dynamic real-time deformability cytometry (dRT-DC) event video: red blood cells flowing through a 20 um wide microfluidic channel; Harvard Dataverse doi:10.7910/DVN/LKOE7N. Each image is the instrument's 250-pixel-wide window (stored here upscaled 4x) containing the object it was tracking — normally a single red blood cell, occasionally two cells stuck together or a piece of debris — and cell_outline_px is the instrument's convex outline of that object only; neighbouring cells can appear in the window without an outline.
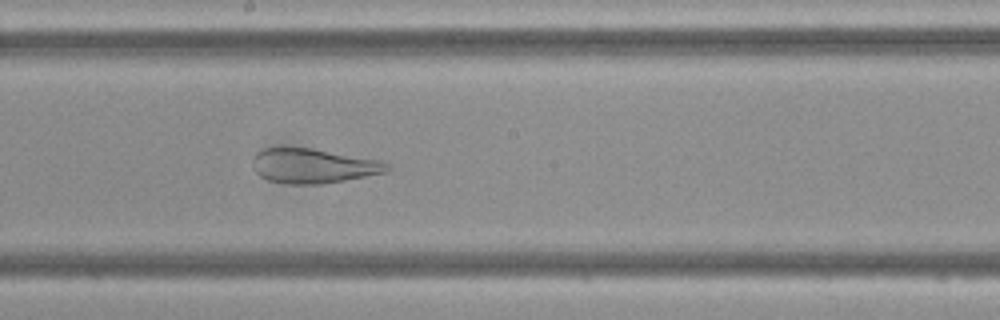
{"species": "Egyptian fruit bat (a non-hibernating species)", "species_latin": "Rousettus aegyptiacus", "temperature_condition": "cold", "stored_images_in_passage": 49, "camera_frame_rate_fps": 3000, "um_per_image_px": 0.085, "frame": {"image": 1, "passage_image": 26, "time_ms": 8.333, "image_size_px": [1000, 320], "cell_outline_px": [[392, 168], [388, 172], [344, 180], [320, 184], [284, 184], [268, 180], [260, 176], [252, 168], [252, 160], [256, 152], [264, 148], [312, 148], [380, 160], [392, 164]], "centroid_in_image_um": [26.64, 14.1], "position_along_channel_um": 221.6, "area_um2": 27.34}}
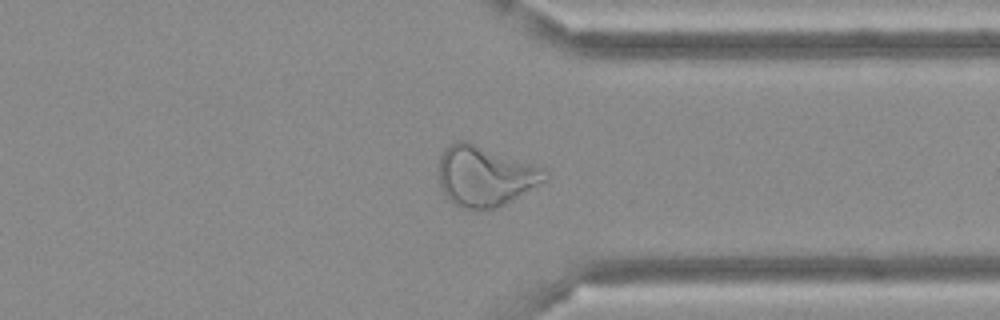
{"frame": {"image": 2, "passage_image": 37, "time_ms": 12.0, "image_size_px": [1000, 320], "cell_outline_px": [[548, 180], [504, 204], [496, 208], [460, 208], [444, 192], [440, 184], [436, 168], [440, 156], [444, 148], [448, 144], [456, 140], [468, 140], [544, 168], [548, 172]], "centroid_in_image_um": [41.21, 14.91], "position_along_channel_um": 370.2, "area_um2": 37.57}}
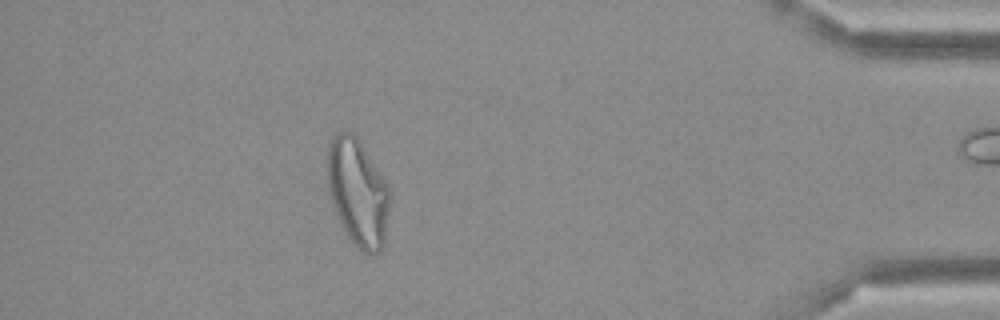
{"frame": {"image": 3, "passage_image": 43, "time_ms": 14.0, "image_size_px": [1000, 320], "cell_outline_px": [[388, 212], [384, 244], [380, 252], [372, 256], [368, 256], [344, 232], [336, 216], [328, 192], [324, 160], [328, 144], [332, 136], [336, 132], [344, 128], [352, 132], [356, 136], [384, 180], [388, 188]], "centroid_in_image_um": [30.33, 16.32], "position_along_channel_um": 404.9, "area_um2": 39.48}}